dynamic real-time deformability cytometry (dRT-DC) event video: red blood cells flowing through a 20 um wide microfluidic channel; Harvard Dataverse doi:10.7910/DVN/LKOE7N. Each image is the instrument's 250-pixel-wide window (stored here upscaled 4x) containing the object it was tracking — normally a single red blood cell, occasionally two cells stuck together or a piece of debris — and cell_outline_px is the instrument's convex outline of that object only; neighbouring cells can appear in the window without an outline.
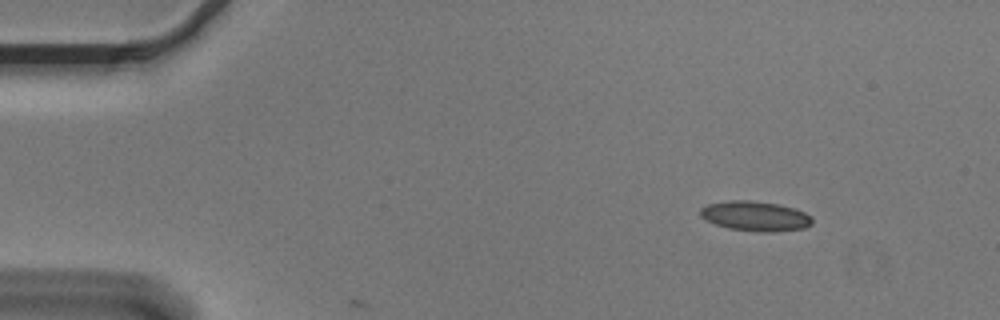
{"species": "Egyptian fruit bat (a non-hibernating species)", "species_latin": "Rousettus aegyptiacus", "temperature_condition": "cold", "stored_images_in_passage": 3, "camera_frame_rate_fps": 3000, "um_per_image_px": 0.085, "animal": {"sex": "male"}, "frame": {"image": 1, "passage_image": 1, "time_ms": 0.0, "image_size_px": [1000, 320], "cell_outline_px": [[812, 224], [804, 228], [772, 232], [756, 232], [728, 228], [704, 220], [700, 216], [700, 208], [708, 204], [728, 200], [752, 200], [780, 204], [796, 208], [812, 216]], "centroid_in_image_um": [64.2, 18.36], "position_along_channel_um": 20.8, "area_um2": 19.77}}